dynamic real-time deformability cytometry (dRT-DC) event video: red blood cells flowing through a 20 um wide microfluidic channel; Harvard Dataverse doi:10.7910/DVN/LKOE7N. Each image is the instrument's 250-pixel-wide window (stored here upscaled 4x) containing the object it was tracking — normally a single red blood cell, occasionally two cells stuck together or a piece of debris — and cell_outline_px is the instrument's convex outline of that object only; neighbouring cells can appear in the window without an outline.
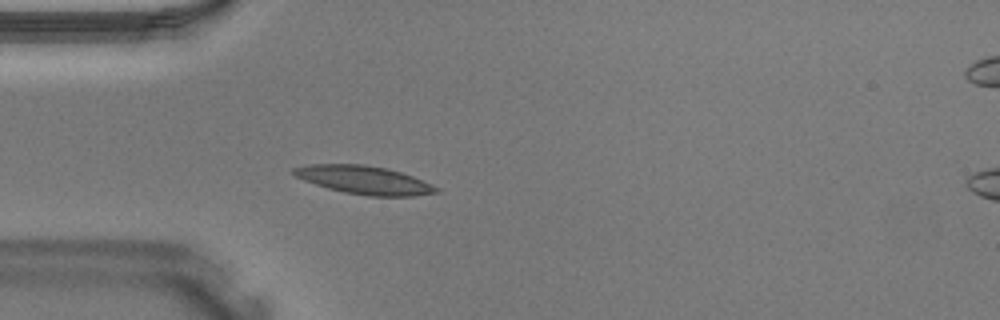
{"species": "Egyptian fruit bat (a non-hibernating species)", "species_latin": "Rousettus aegyptiacus", "temperature_condition": "warm", "stored_images_in_passage": 28, "camera_frame_rate_fps": 3000, "um_per_image_px": 0.085, "animal": {"sex": "male"}, "frame": {"image": 1, "passage_image": 1, "time_ms": 0.0, "image_size_px": [1000, 320], "cell_outline_px": [[440, 192], [412, 196], [368, 196], [344, 192], [328, 188], [304, 180], [296, 176], [292, 172], [292, 168], [312, 164], [364, 164], [384, 168], [400, 172], [412, 176], [432, 184], [440, 188]], "centroid_in_image_um": [30.98, 15.3], "position_along_channel_um": 54.0, "area_um2": 23.29}}
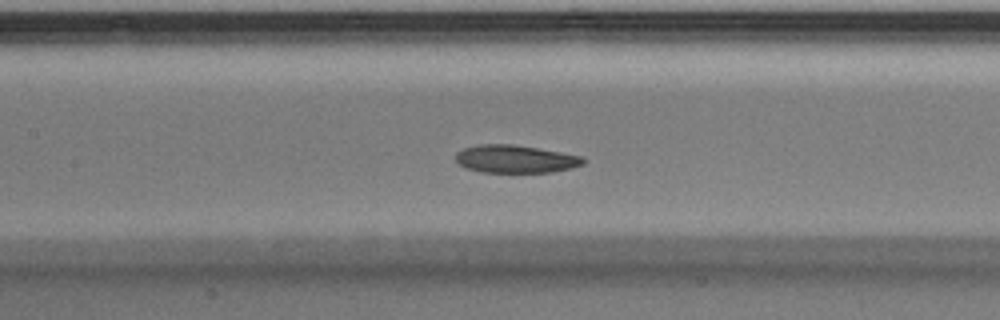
{"frame": {"image": 2, "passage_image": 8, "time_ms": 2.333, "image_size_px": [1000, 320], "cell_outline_px": [[584, 164], [572, 168], [552, 172], [480, 172], [468, 168], [460, 164], [456, 160], [456, 152], [464, 148], [480, 144], [512, 144], [560, 152], [580, 156], [584, 160]], "centroid_in_image_um": [43.8, 13.51], "position_along_channel_um": 163.6, "area_um2": 20.46}}
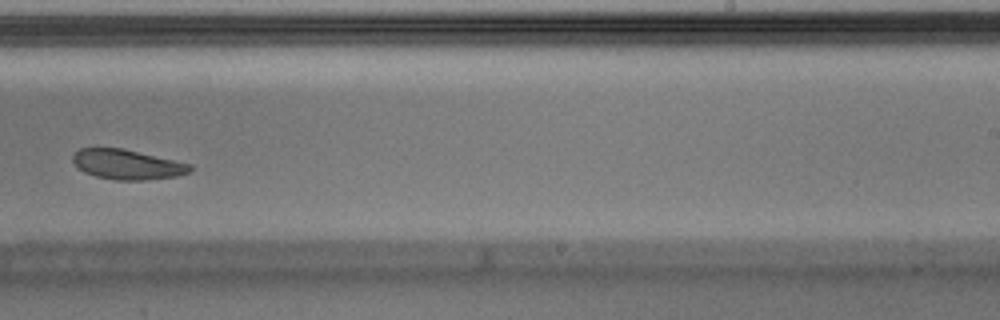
{"frame": {"image": 3, "passage_image": 15, "time_ms": 4.667, "image_size_px": [1000, 320], "cell_outline_px": [[192, 168], [188, 172], [176, 176], [144, 180], [116, 180], [96, 176], [84, 172], [72, 160], [72, 156], [80, 148], [124, 148], [192, 164]], "centroid_in_image_um": [10.82, 13.97], "position_along_channel_um": 278.2, "area_um2": 20.29}}